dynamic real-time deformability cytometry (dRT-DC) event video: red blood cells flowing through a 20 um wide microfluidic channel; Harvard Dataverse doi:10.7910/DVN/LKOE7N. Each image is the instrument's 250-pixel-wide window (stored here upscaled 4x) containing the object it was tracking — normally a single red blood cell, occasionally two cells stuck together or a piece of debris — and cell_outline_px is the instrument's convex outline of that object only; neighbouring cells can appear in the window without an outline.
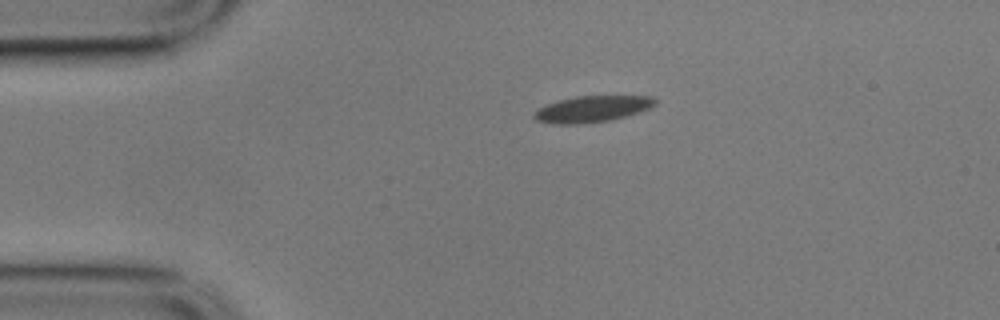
{"species": "common noctule bat (a hibernating species)", "species_latin": "Nyctalus noctula", "temperature_condition": "cold", "stored_images_in_passage": 6, "camera_frame_rate_fps": 3000, "um_per_image_px": 0.085, "animal": {"sex": "male", "body_mass_g": 17.9}, "frame": {"image": 1, "passage_image": 1, "time_ms": 0.0, "image_size_px": [1000, 320], "cell_outline_px": [[656, 104], [648, 108], [624, 116], [608, 120], [580, 124], [552, 124], [536, 120], [532, 116], [532, 112], [556, 100], [576, 96], [652, 96], [656, 100]], "centroid_in_image_um": [50.26, 9.26], "position_along_channel_um": 34.7, "area_um2": 18.38}}